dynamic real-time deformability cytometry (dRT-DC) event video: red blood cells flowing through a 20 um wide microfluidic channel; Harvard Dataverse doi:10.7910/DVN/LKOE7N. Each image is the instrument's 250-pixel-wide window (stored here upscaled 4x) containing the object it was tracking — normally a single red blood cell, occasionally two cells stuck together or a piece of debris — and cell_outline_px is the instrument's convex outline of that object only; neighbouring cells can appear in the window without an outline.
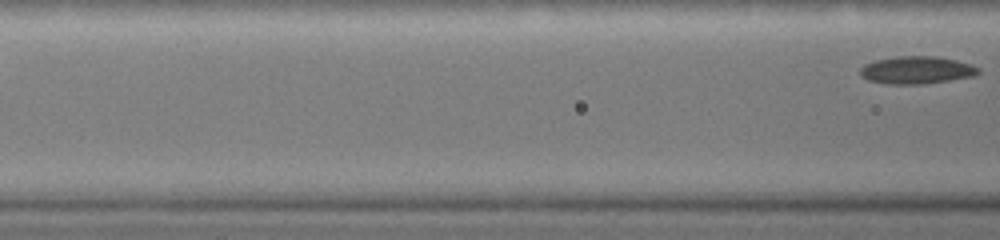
{"species": "common noctule bat (a hibernating species)", "species_latin": "Nyctalus noctula", "temperature_condition": "warm", "stored_images_in_passage": 4, "segment_of_instrument_passage": [2, 2], "camera_frame_rate_fps": 3000, "um_per_image_px": 0.085, "animal": {"sex": "female", "body_mass_g": 19.0, "forearm_length_mm": 51.5}, "frame": {"image": 1, "passage_image": 4, "time_ms": 2.0, "image_size_px": [1000, 240], "cell_outline_px": [[980, 72], [976, 76], [920, 84], [888, 84], [868, 80], [860, 76], [860, 68], [864, 64], [876, 60], [896, 56], [936, 56], [956, 60], [972, 64], [980, 68]], "centroid_in_image_um": [77.92, 5.95], "position_along_channel_um": 88.7, "area_um2": 19.07}}